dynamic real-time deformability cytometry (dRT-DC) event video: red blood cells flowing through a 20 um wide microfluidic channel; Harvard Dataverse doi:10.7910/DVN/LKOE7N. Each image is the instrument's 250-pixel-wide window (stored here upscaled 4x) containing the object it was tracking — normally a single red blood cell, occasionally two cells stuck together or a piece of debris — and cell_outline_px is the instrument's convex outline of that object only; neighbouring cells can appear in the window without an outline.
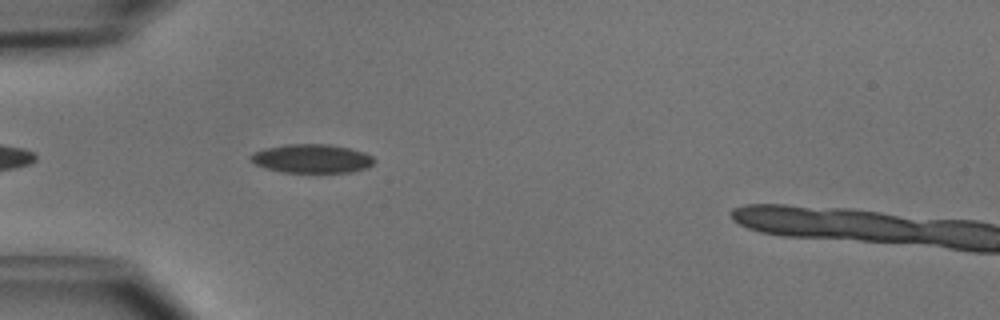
{"species": "common noctule bat (a hibernating species)", "species_latin": "Nyctalus noctula", "temperature_condition": "cold", "stored_images_in_passage": 8, "camera_frame_rate_fps": 3000, "um_per_image_px": 0.085, "animal": {"sex": "male", "body_mass_g": 15.6}, "frame": {"image": 1, "passage_image": 4, "time_ms": 1.0, "image_size_px": [1000, 320], "cell_outline_px": [[376, 160], [368, 168], [352, 172], [284, 172], [264, 168], [256, 164], [248, 156], [252, 152], [264, 148], [284, 144], [328, 144], [348, 148], [364, 152], [372, 156]], "centroid_in_image_um": [26.49, 13.47], "position_along_channel_um": 58.5, "area_um2": 20.81}}